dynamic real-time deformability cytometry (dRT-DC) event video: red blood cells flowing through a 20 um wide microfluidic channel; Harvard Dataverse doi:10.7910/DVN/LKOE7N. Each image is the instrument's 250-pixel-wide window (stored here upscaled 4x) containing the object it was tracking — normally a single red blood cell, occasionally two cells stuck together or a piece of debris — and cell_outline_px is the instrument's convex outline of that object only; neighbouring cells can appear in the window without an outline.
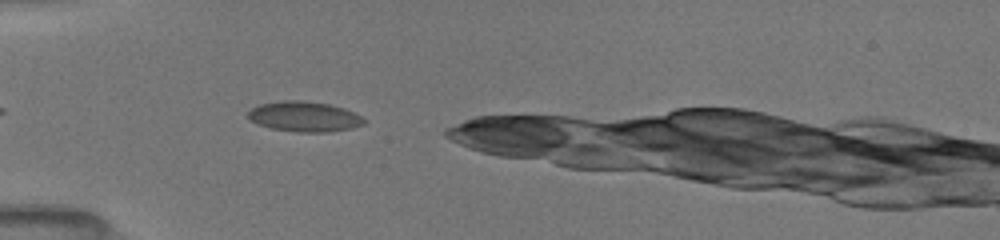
{"species": "common noctule bat (a hibernating species)", "species_latin": "Nyctalus noctula", "temperature_condition": "room temperature", "stored_images_in_passage": 9, "camera_frame_rate_fps": 3000, "um_per_image_px": 0.085, "animal": {"sex": "female", "body_mass_g": 19.5, "forearm_length_mm": 54.1}, "frame": {"image": 1, "passage_image": 1, "time_ms": 0.0, "image_size_px": [1000, 240], "cell_outline_px": [[364, 124], [352, 128], [328, 132], [296, 132], [272, 128], [260, 124], [252, 120], [248, 116], [248, 112], [252, 108], [260, 104], [280, 100], [304, 100], [328, 104], [344, 108], [360, 116], [364, 120]], "centroid_in_image_um": [25.87, 9.9], "position_along_channel_um": 59.1, "area_um2": 20.23}}
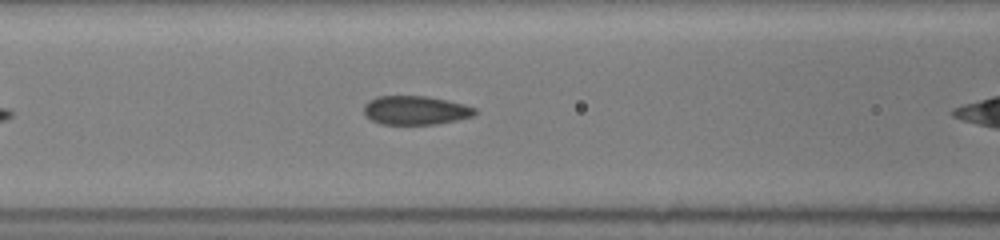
{"frame": {"image": 2, "passage_image": 6, "time_ms": 2.0, "image_size_px": [1000, 240], "cell_outline_px": [[476, 112], [472, 116], [456, 120], [436, 124], [380, 124], [364, 116], [364, 104], [368, 100], [376, 96], [428, 96], [448, 100], [464, 104], [476, 108]], "centroid_in_image_um": [35.28, 9.36], "position_along_channel_um": 131.3, "area_um2": 18.79}}
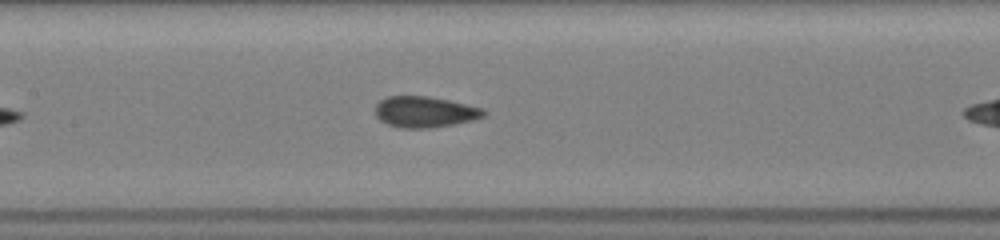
{"frame": {"image": 3, "passage_image": 8, "time_ms": 3.0, "image_size_px": [1000, 240], "cell_outline_px": [[484, 116], [472, 120], [456, 124], [428, 128], [400, 128], [388, 124], [380, 120], [376, 116], [376, 104], [380, 100], [388, 96], [428, 96], [448, 100], [484, 108]], "centroid_in_image_um": [36.09, 9.51], "position_along_channel_um": 171.3, "area_um2": 19.54}}